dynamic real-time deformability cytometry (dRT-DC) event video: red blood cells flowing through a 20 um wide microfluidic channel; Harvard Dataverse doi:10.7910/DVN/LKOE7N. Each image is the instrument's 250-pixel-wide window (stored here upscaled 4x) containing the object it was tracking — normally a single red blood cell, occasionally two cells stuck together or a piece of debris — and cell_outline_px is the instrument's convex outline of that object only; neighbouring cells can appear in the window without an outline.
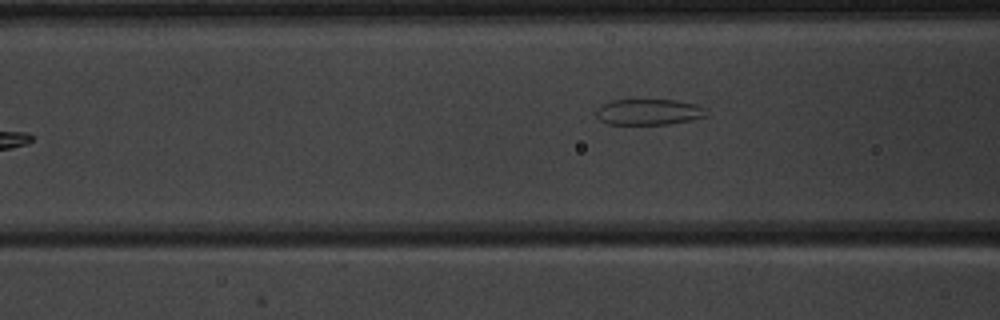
{"species": "common noctule bat (a hibernating species)", "species_latin": "Nyctalus noctula", "temperature_condition": "warm", "stored_images_in_passage": 7, "camera_frame_rate_fps": 3000, "um_per_image_px": 0.085, "animal": {"sex": "male", "body_mass_g": 20.1, "forearm_length_mm": 53.5}, "frame": {"image": 1, "passage_image": 7, "time_ms": 7.333, "image_size_px": [1000, 320], "cell_outline_px": [[708, 116], [692, 120], [668, 124], [608, 124], [600, 120], [596, 116], [596, 108], [600, 104], [612, 100], [676, 100], [696, 104], [704, 108]], "centroid_in_image_um": [55.12, 9.51], "position_along_channel_um": 111.5, "area_um2": 16.76}}